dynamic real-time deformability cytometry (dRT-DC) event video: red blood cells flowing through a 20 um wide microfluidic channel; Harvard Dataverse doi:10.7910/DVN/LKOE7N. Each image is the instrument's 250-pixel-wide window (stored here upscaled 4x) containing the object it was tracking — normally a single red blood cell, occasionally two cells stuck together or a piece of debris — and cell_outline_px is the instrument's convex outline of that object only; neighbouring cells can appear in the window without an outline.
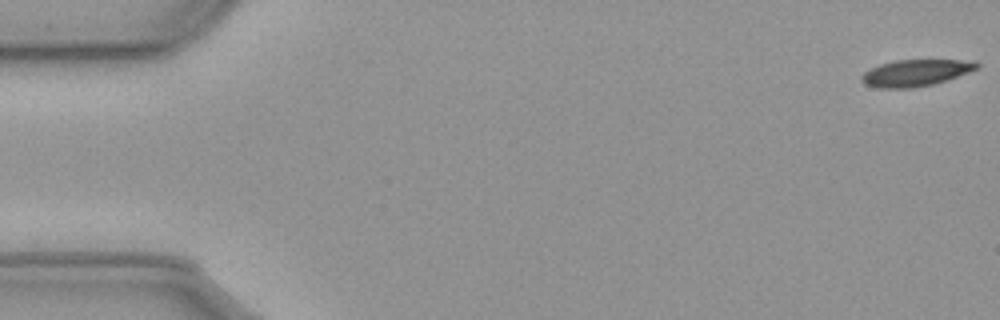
{"species": "common noctule bat (a hibernating species)", "species_latin": "Nyctalus noctula", "temperature_condition": "cold", "stored_images_in_passage": 15, "camera_frame_rate_fps": 3000, "um_per_image_px": 0.085, "animal": {"sex": "male", "body_mass_g": 23.1, "forearm_length_mm": 52.7}, "frame": {"image": 1, "passage_image": 1, "time_ms": 0.0, "image_size_px": [1000, 320], "cell_outline_px": [[980, 64], [976, 68], [968, 72], [932, 84], [912, 88], [880, 88], [864, 84], [860, 80], [860, 76], [864, 72], [880, 64], [896, 60], [976, 60]], "centroid_in_image_um": [77.79, 6.18], "position_along_channel_um": 7.2, "area_um2": 17.69}}
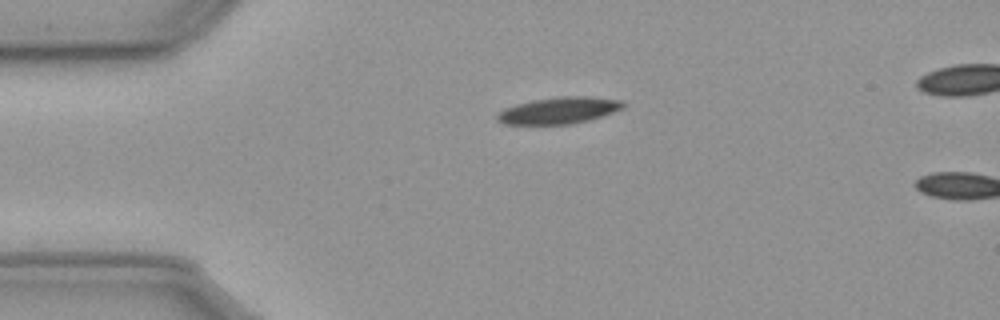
{"frame": {"image": 2, "passage_image": 13, "time_ms": 4.0, "image_size_px": [1000, 320], "cell_outline_px": [[624, 108], [588, 120], [572, 124], [504, 124], [496, 120], [496, 112], [504, 108], [516, 104], [532, 100], [556, 96], [592, 96], [624, 100]], "centroid_in_image_um": [47.48, 9.37], "position_along_channel_um": 37.5, "area_um2": 19.77}}